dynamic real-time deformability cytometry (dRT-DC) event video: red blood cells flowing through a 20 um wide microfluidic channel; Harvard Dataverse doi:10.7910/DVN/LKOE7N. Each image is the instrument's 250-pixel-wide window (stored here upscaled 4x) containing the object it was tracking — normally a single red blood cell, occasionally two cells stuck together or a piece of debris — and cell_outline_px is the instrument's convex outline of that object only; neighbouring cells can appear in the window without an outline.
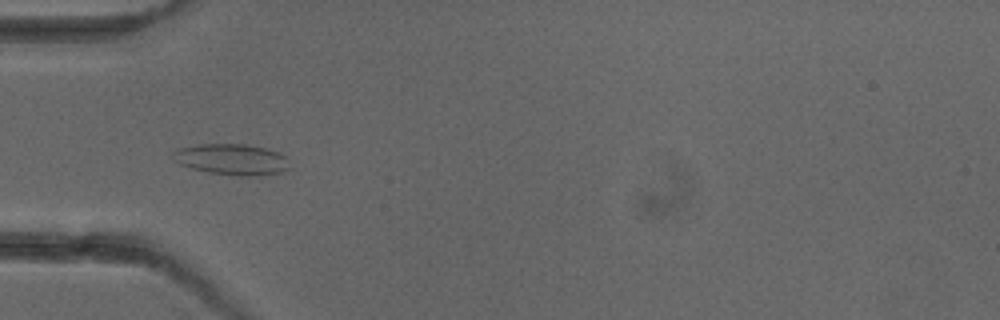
{"species": "common noctule bat (a hibernating species)", "species_latin": "Nyctalus noctula", "temperature_condition": "cold", "stored_images_in_passage": 7, "camera_frame_rate_fps": 3000, "um_per_image_px": 0.085, "animal": {"sex": "female"}, "frame": {"image": 1, "passage_image": 4, "time_ms": 4.667, "image_size_px": [1000, 320], "cell_outline_px": [[288, 168], [280, 172], [260, 176], [240, 176], [208, 172], [192, 168], [180, 164], [172, 160], [172, 152], [180, 148], [196, 144], [244, 144], [264, 148], [280, 152], [284, 156]], "centroid_in_image_um": [19.65, 13.55], "position_along_channel_um": 65.3, "area_um2": 20.98}}
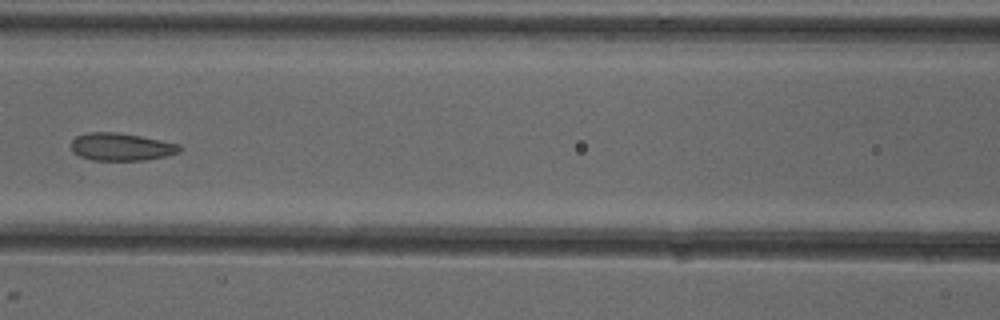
{"frame": {"image": 2, "passage_image": 6, "time_ms": 7.0, "image_size_px": [1000, 320], "cell_outline_px": [[184, 148], [180, 152], [164, 156], [144, 160], [92, 160], [80, 156], [72, 152], [72, 140], [76, 136], [88, 132], [116, 132], [140, 136], [180, 144]], "centroid_in_image_um": [10.31, 12.48], "position_along_channel_um": 156.3, "area_um2": 17.46}}
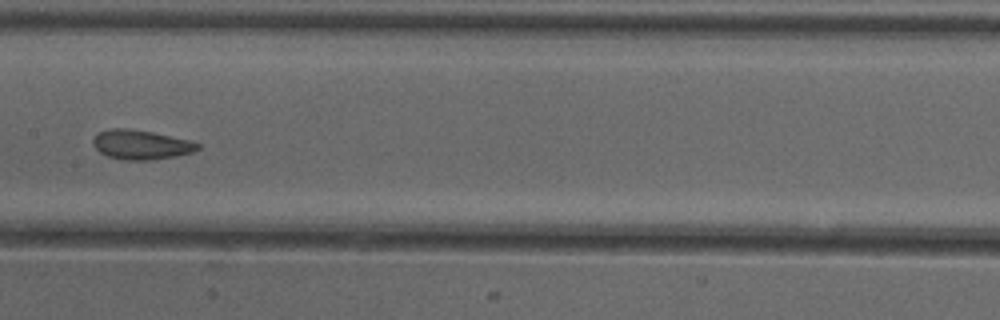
{"frame": {"image": 3, "passage_image": 7, "time_ms": 8.0, "image_size_px": [1000, 320], "cell_outline_px": [[200, 148], [192, 152], [176, 156], [152, 160], [124, 160], [108, 156], [100, 152], [92, 144], [92, 140], [100, 132], [112, 128], [128, 128], [152, 132], [188, 140], [200, 144]], "centroid_in_image_um": [11.98, 12.3], "position_along_channel_um": 195.4, "area_um2": 17.8}}